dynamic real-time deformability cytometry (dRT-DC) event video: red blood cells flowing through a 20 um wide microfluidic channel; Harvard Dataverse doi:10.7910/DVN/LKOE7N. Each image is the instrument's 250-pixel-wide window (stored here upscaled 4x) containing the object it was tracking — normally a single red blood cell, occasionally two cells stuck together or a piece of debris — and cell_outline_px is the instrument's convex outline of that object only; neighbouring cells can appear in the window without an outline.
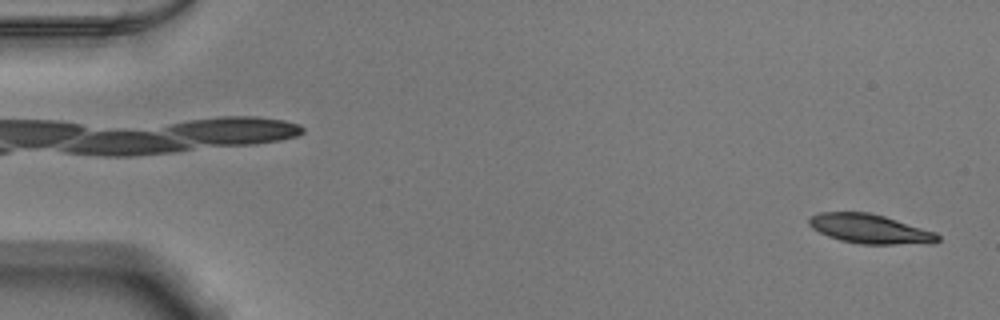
{"species": "Egyptian fruit bat (a non-hibernating species)", "species_latin": "Rousettus aegyptiacus", "temperature_condition": "warm", "stored_images_in_passage": 51, "camera_frame_rate_fps": 3000, "um_per_image_px": 0.085, "animal": {"sex": "male"}, "frame": {"image": 1, "passage_image": 1, "time_ms": 0.0, "image_size_px": [1000, 320], "cell_outline_px": [[940, 240], [932, 244], [860, 244], [840, 240], [828, 236], [812, 228], [808, 224], [808, 220], [812, 216], [820, 212], [868, 212], [884, 216], [936, 232], [940, 236]], "centroid_in_image_um": [73.98, 19.46], "position_along_channel_um": 11.0, "area_um2": 22.02}}
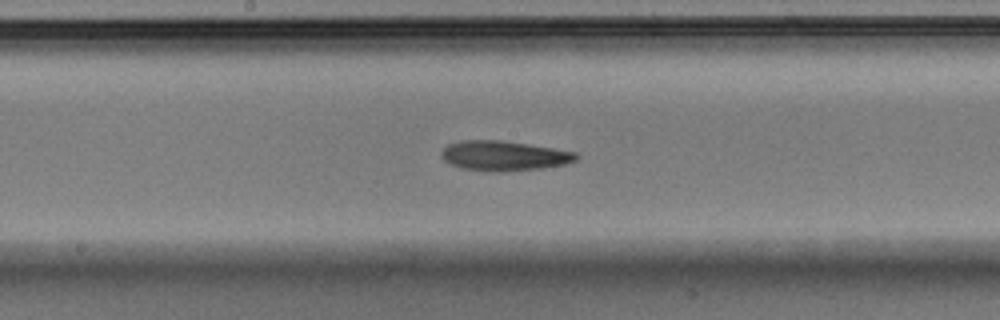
{"frame": {"image": 2, "passage_image": 27, "time_ms": 8.667, "image_size_px": [1000, 320], "cell_outline_px": [[580, 156], [576, 160], [564, 164], [544, 168], [504, 172], [484, 172], [460, 168], [444, 160], [440, 156], [440, 152], [448, 144], [464, 140], [500, 140], [528, 144], [576, 152]], "centroid_in_image_um": [42.82, 13.25], "position_along_channel_um": 205.4, "area_um2": 23.7}}
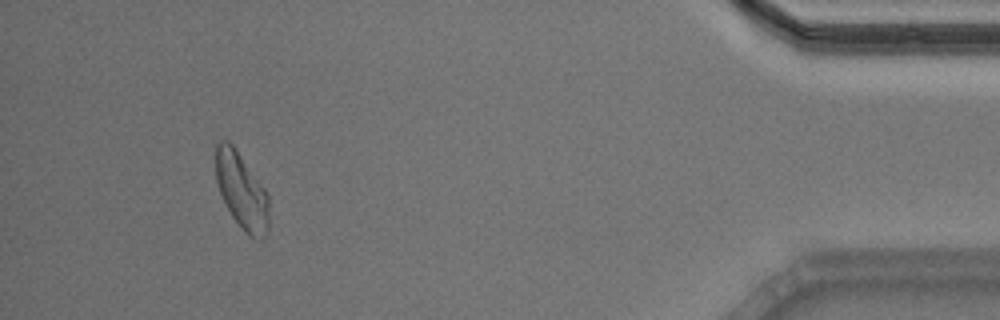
{"frame": {"image": 3, "passage_image": 48, "time_ms": 15.667, "image_size_px": [1000, 320], "cell_outline_px": [[268, 228], [260, 240], [256, 240], [248, 236], [244, 232], [232, 216], [220, 192], [216, 180], [216, 140], [228, 140], [232, 144], [264, 188], [268, 196]], "centroid_in_image_um": [20.53, 16.23], "position_along_channel_um": 414.7, "area_um2": 23.29}, "authors_computed_cell_mechanics": {"area_um2": 23.12, "velocity_mm_per_s": 3.8533, "shape_relaxation_time_tau1_ms": 4.6357, "shape_relaxation_time_tau2_ms": 3.7133, "deformation_change_tau1": 0.1596, "deformation_change_tau2": 0.1109}}